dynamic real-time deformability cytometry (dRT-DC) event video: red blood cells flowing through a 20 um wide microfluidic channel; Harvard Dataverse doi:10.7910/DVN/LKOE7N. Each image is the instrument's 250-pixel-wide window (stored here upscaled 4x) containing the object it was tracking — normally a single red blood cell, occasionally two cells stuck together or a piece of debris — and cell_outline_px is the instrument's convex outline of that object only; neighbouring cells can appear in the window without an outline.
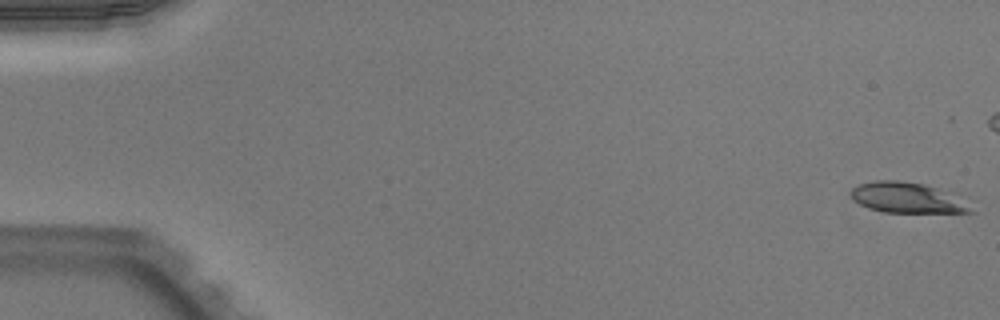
{"species": "Egyptian fruit bat (a non-hibernating species)", "species_latin": "Rousettus aegyptiacus", "temperature_condition": "warm", "stored_images_in_passage": 43, "camera_frame_rate_fps": 3000, "um_per_image_px": 0.085, "animal": {"sex": "male"}, "frame": {"image": 1, "passage_image": 1, "time_ms": 0.0, "image_size_px": [1000, 320], "cell_outline_px": [[976, 212], [884, 212], [868, 208], [852, 200], [852, 188], [860, 184], [876, 180], [900, 180], [924, 184], [936, 188], [944, 192]], "centroid_in_image_um": [76.95, 16.8], "position_along_channel_um": 8.1, "area_um2": 20.4}}
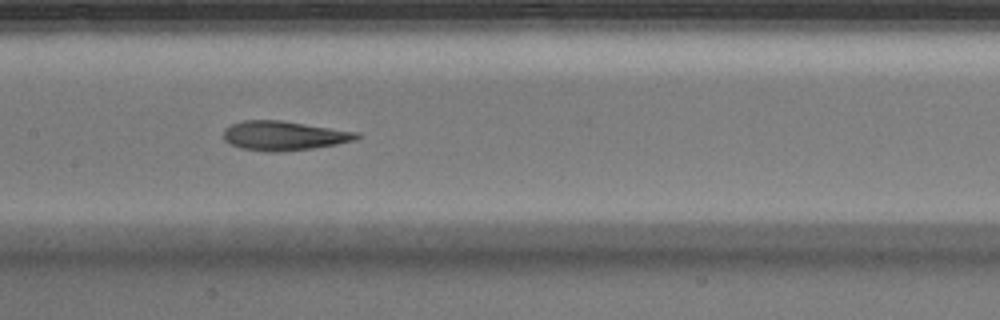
{"frame": {"image": 2, "passage_image": 26, "time_ms": 8.333, "image_size_px": [1000, 320], "cell_outline_px": [[360, 136], [356, 140], [336, 144], [312, 148], [280, 152], [264, 152], [240, 148], [224, 140], [224, 128], [232, 124], [244, 120], [280, 120], [360, 132]], "centroid_in_image_um": [24.13, 11.53], "position_along_channel_um": 183.3, "area_um2": 22.83}}
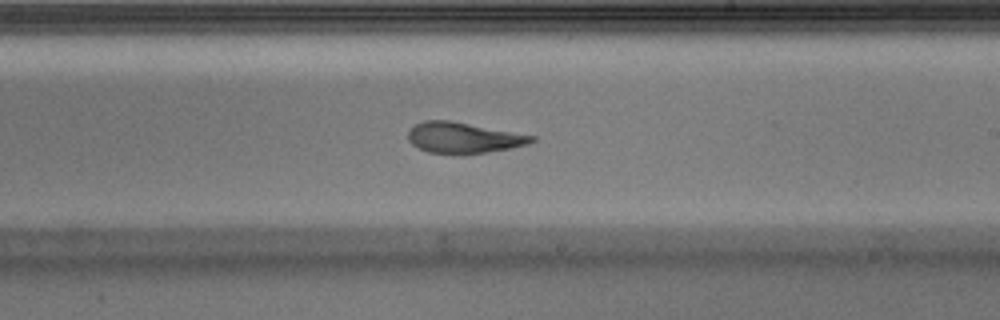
{"frame": {"image": 3, "passage_image": 31, "time_ms": 10.0, "image_size_px": [1000, 320], "cell_outline_px": [[536, 140], [528, 144], [512, 148], [464, 156], [428, 152], [412, 144], [408, 140], [408, 128], [412, 124], [424, 120], [448, 120], [536, 136]], "centroid_in_image_um": [39.36, 11.73], "position_along_channel_um": 249.6, "area_um2": 22.66}}